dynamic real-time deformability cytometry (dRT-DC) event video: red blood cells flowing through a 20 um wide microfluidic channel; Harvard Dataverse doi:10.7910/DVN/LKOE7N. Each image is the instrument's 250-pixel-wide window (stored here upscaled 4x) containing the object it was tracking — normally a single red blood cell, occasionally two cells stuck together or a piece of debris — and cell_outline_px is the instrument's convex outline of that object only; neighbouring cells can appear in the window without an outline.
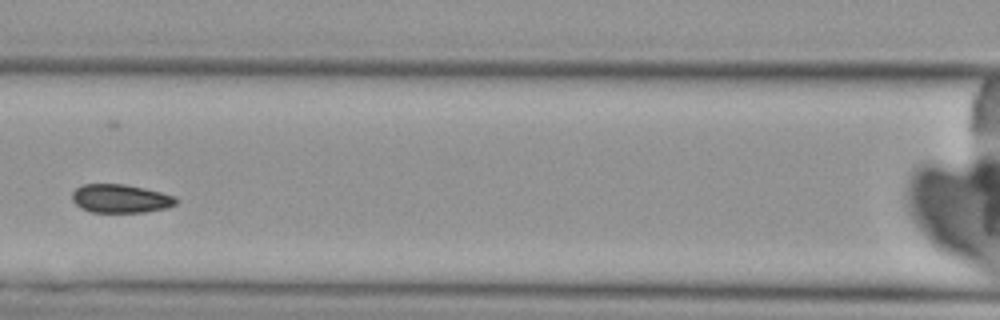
{"species": "Egyptian fruit bat (a non-hibernating species)", "species_latin": "Rousettus aegyptiacus", "temperature_condition": "cold", "stored_images_in_passage": 6, "camera_frame_rate_fps": 3000, "um_per_image_px": 0.085, "animal": {"sex": "female"}, "frame": {"image": 1, "passage_image": 3, "time_ms": 2.333, "image_size_px": [1000, 320], "cell_outline_px": [[180, 200], [176, 204], [168, 208], [144, 212], [92, 212], [80, 208], [72, 200], [72, 192], [76, 188], [84, 184], [124, 184], [144, 188], [176, 196]], "centroid_in_image_um": [10.27, 16.88], "position_along_channel_um": 156.3, "area_um2": 17.4}}
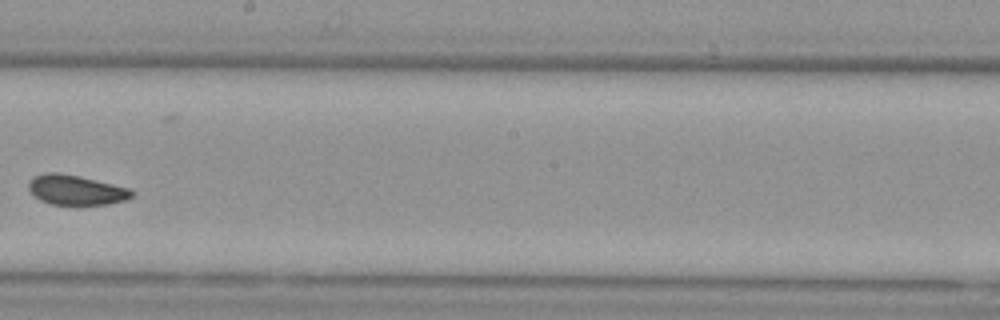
{"frame": {"image": 2, "passage_image": 5, "time_ms": 4.667, "image_size_px": [1000, 320], "cell_outline_px": [[136, 192], [128, 200], [108, 204], [52, 204], [40, 200], [32, 196], [28, 188], [28, 180], [32, 176], [44, 172], [60, 172], [80, 176], [128, 188]], "centroid_in_image_um": [6.41, 16.13], "position_along_channel_um": 241.8, "area_um2": 18.21}}